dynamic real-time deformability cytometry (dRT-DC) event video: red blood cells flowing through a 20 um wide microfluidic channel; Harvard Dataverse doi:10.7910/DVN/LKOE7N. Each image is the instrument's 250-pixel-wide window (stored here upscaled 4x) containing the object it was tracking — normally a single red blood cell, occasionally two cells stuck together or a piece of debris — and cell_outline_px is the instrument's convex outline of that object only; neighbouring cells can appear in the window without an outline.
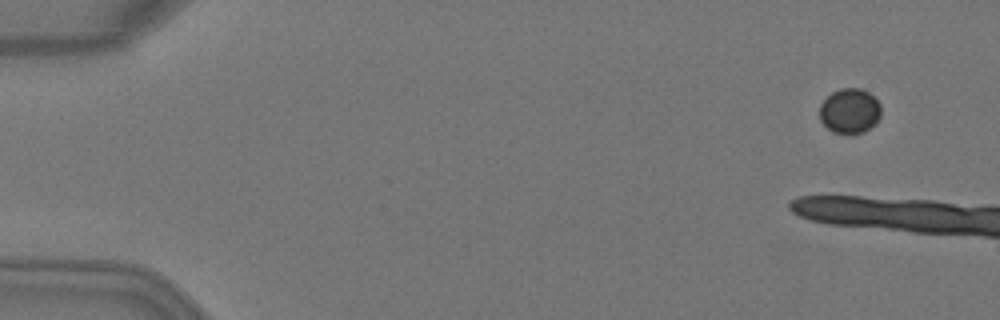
{"species": "Egyptian fruit bat (a non-hibernating species)", "species_latin": "Rousettus aegyptiacus", "temperature_condition": "warm", "stored_images_in_passage": 6, "camera_frame_rate_fps": 3000, "um_per_image_px": 0.085, "animal": {"sex": "female"}, "frame": {"image": 1, "passage_image": 1, "time_ms": 0.0, "image_size_px": [1000, 320], "cell_outline_px": [[880, 116], [876, 124], [864, 132], [832, 132], [820, 120], [820, 104], [832, 92], [840, 88], [860, 88], [876, 96], [880, 104]], "centroid_in_image_um": [72.25, 9.4], "position_along_channel_um": 12.7, "area_um2": 16.07}}